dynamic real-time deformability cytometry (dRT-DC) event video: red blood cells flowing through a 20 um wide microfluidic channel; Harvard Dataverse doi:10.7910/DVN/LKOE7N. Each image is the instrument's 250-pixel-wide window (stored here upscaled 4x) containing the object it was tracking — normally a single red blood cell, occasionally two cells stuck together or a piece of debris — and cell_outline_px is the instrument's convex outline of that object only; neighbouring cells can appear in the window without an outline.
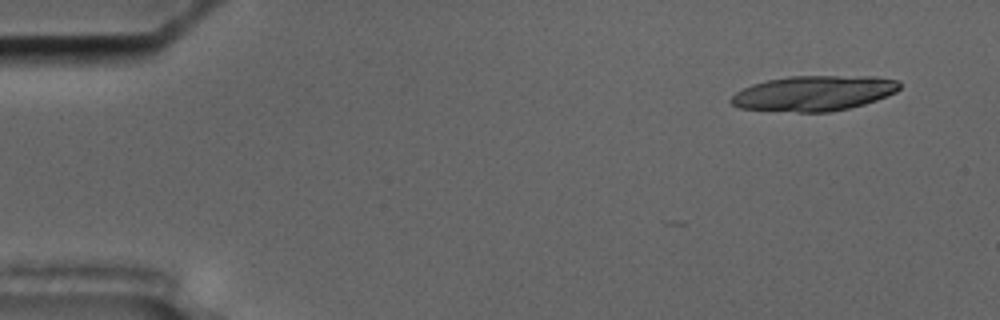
{"species": "common noctule bat (a hibernating species)", "species_latin": "Nyctalus noctula", "temperature_condition": "cold", "stored_images_in_passage": 9, "camera_frame_rate_fps": 3000, "um_per_image_px": 0.085, "animal": {"sex": "male", "body_mass_g": 17.5, "forearm_length_mm": 52.3}, "frame": {"image": 1, "passage_image": 4, "time_ms": 1.0, "image_size_px": [1000, 320], "cell_outline_px": [[900, 88], [896, 92], [876, 100], [864, 104], [832, 112], [800, 112], [740, 108], [732, 104], [728, 100], [736, 92], [752, 84], [768, 80], [788, 76], [876, 76], [900, 80]], "centroid_in_image_um": [69.21, 7.92], "position_along_channel_um": 15.8, "area_um2": 34.62}}